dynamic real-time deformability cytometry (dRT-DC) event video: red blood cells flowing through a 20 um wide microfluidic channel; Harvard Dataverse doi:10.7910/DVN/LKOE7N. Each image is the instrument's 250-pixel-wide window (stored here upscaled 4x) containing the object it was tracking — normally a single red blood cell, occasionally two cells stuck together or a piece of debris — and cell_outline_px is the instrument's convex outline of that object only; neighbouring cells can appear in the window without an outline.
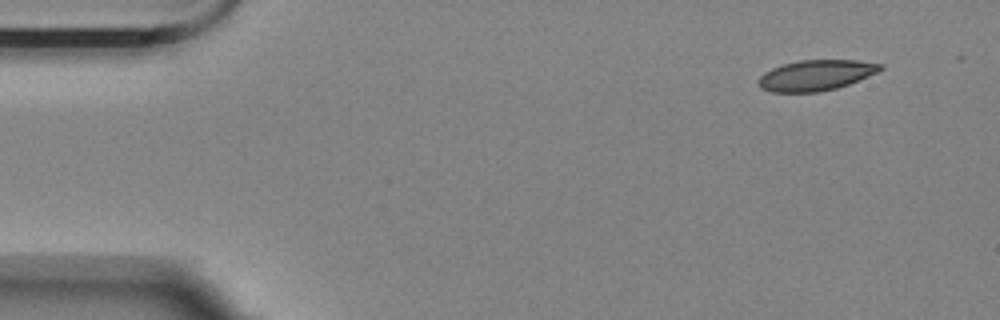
{"species": "Egyptian fruit bat (a non-hibernating species)", "species_latin": "Rousettus aegyptiacus", "temperature_condition": "room temperature", "stored_images_in_passage": 5, "camera_frame_rate_fps": 3000, "um_per_image_px": 0.085, "animal": {"sex": "female"}, "frame": {"image": 1, "passage_image": 1, "time_ms": 0.0, "image_size_px": [1000, 320], "cell_outline_px": [[884, 68], [876, 72], [848, 84], [836, 88], [820, 92], [772, 92], [760, 88], [756, 84], [760, 76], [764, 72], [772, 68], [784, 64], [800, 60], [856, 60], [884, 64]], "centroid_in_image_um": [69.32, 6.4], "position_along_channel_um": 15.7, "area_um2": 21.68}}